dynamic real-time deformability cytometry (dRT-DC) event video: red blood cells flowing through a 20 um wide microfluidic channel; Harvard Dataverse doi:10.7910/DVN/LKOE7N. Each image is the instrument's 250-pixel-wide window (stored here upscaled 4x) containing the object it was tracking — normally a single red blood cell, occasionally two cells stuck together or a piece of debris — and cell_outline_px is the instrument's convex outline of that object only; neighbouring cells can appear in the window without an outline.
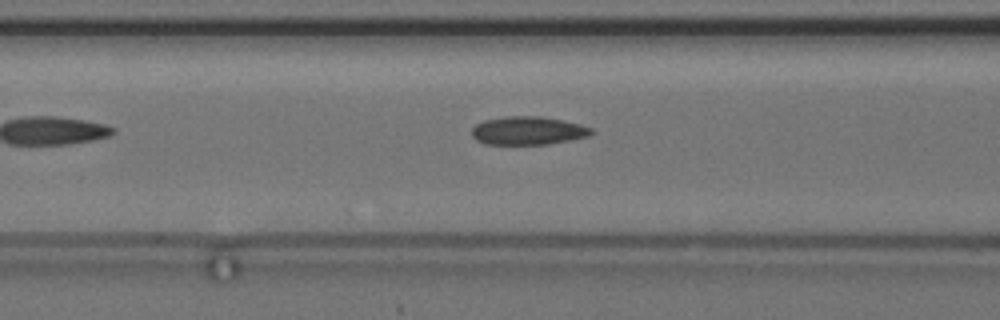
{"species": "common noctule bat (a hibernating species)", "species_latin": "Nyctalus noctula", "temperature_condition": "cold", "stored_images_in_passage": 39, "camera_frame_rate_fps": 3000, "um_per_image_px": 0.085, "animal": {"sex": "female", "body_mass_g": 24.6, "forearm_length_mm": 56.2}, "frame": {"image": 1, "passage_image": 6, "time_ms": 1.667, "image_size_px": [1000, 320], "cell_outline_px": [[592, 132], [588, 136], [548, 144], [484, 144], [476, 140], [472, 136], [472, 128], [476, 124], [484, 120], [504, 116], [540, 116], [580, 124], [592, 128]], "centroid_in_image_um": [44.83, 11.1], "position_along_channel_um": 121.8, "area_um2": 19.59}}
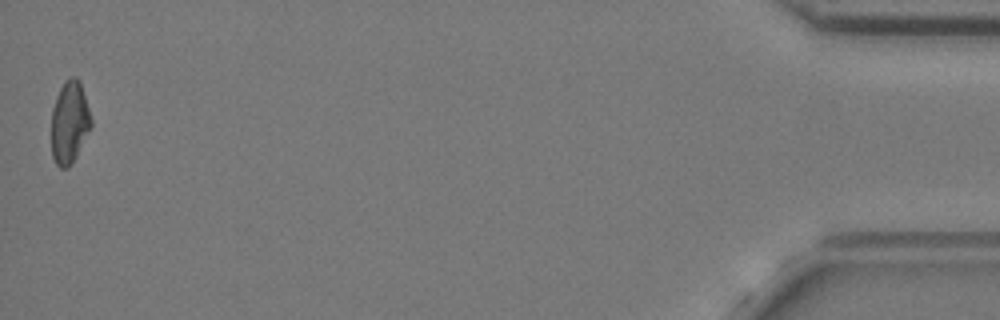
{"frame": {"image": 2, "passage_image": 39, "time_ms": 12.667, "image_size_px": [1000, 320], "cell_outline_px": [[92, 124], [72, 164], [68, 168], [60, 168], [56, 164], [52, 156], [52, 108], [56, 96], [64, 80], [72, 76], [76, 76], [80, 80], [92, 120]], "centroid_in_image_um": [5.9, 10.38], "position_along_channel_um": 429.3, "area_um2": 19.07}, "authors_computed_cell_mechanics": {"area_um2": 19.5364, "velocity_mm_per_s": 3.6541, "shape_relaxation_time_tau1_ms": null, "shape_relaxation_time_tau2_ms": 4.0837, "deformation_change_tau1": null, "deformation_change_tau2": 0.0904}}